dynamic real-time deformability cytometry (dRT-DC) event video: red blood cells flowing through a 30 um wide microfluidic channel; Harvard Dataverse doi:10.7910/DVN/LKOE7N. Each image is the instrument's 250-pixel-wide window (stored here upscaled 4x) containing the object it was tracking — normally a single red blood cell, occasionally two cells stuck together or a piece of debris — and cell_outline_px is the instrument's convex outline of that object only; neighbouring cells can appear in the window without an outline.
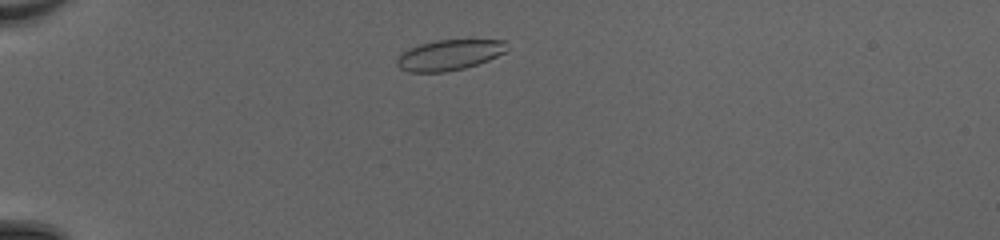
{"species": "common noctule bat (a hibernating species)", "species_latin": "Nyctalus noctula", "temperature_condition": "cold", "stored_images_in_passage": 41, "camera_frame_rate_fps": 3000, "um_per_image_px": 0.085, "animal": {"sex": "female", "body_mass_g": 20.0, "forearm_length_mm": 54.0}, "frame": {"image": 1, "passage_image": 5, "time_ms": 1.333, "image_size_px": [1000, 240], "cell_outline_px": [[508, 48], [504, 52], [488, 60], [464, 68], [444, 72], [408, 72], [400, 68], [396, 64], [396, 60], [408, 48], [420, 44], [436, 40], [504, 40]], "centroid_in_image_um": [38.17, 4.67], "position_along_channel_um": 46.8, "area_um2": 19.36}}
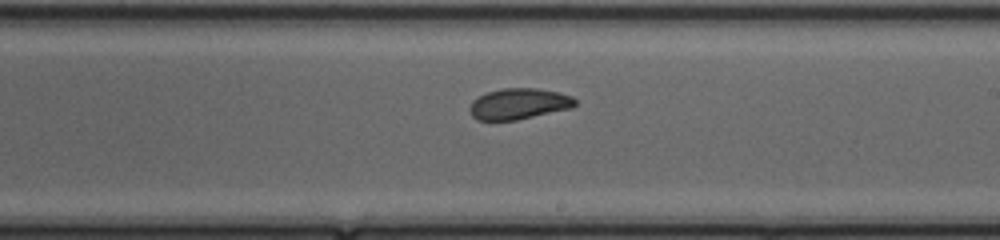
{"frame": {"image": 2, "passage_image": 22, "time_ms": 7.0, "image_size_px": [1000, 240], "cell_outline_px": [[576, 104], [572, 108], [516, 120], [476, 120], [472, 116], [468, 108], [472, 100], [488, 92], [504, 88], [536, 88], [556, 92], [572, 96], [576, 100]], "centroid_in_image_um": [44.08, 8.83], "position_along_channel_um": 244.9, "area_um2": 18.96}}
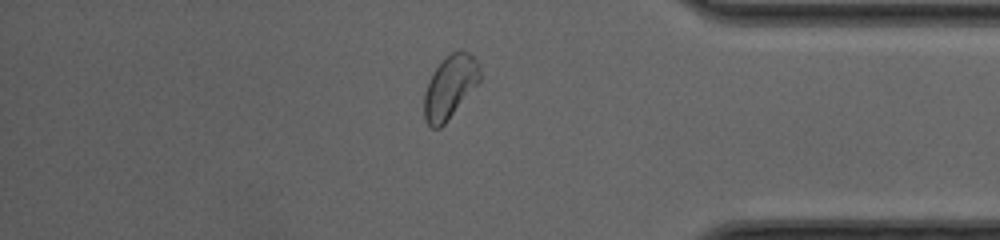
{"frame": {"image": 3, "passage_image": 34, "time_ms": 11.0, "image_size_px": [1000, 240], "cell_outline_px": [[480, 80], [444, 124], [440, 128], [432, 128], [424, 120], [424, 92], [428, 80], [432, 72], [452, 52], [460, 48], [468, 52], [480, 64]], "centroid_in_image_um": [38.23, 7.37], "position_along_channel_um": 397.0, "area_um2": 20.29}, "authors_computed_cell_mechanics": {"area_um2": 19.9988, "velocity_mm_per_s": 4.1974, "shape_relaxation_time_tau1_ms": 4.6328, "shape_relaxation_time_tau2_ms": 1.2069, "deformation_change_tau1": 0.1163, "deformation_change_tau2": 0.0516}}